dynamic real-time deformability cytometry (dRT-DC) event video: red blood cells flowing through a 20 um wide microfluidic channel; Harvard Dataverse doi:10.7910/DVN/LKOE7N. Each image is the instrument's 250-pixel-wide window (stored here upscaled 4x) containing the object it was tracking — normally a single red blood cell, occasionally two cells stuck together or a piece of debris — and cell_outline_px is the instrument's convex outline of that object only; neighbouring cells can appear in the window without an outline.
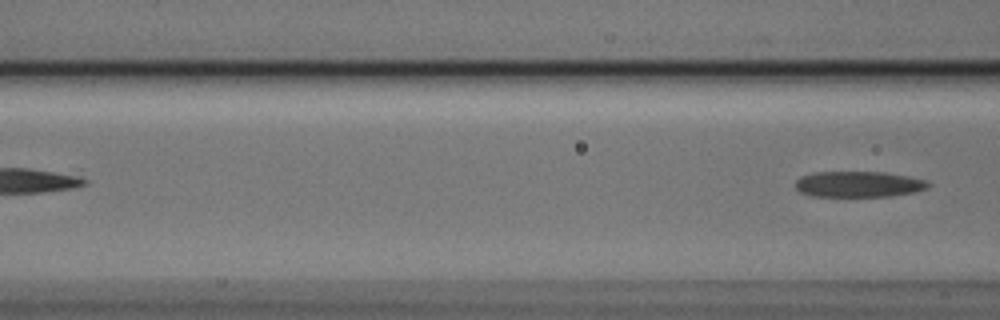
{"species": "Egyptian fruit bat (a non-hibernating species)", "species_latin": "Rousettus aegyptiacus", "temperature_condition": "cold", "stored_images_in_passage": 3, "segment_of_instrument_passage": [2, 2], "camera_frame_rate_fps": 3000, "um_per_image_px": 0.085, "animal": {"sex": "male"}, "frame": {"image": 1, "passage_image": 3, "time_ms": 0.667, "image_size_px": [1000, 320], "cell_outline_px": [[932, 184], [928, 188], [916, 192], [892, 196], [812, 196], [800, 192], [796, 188], [796, 180], [800, 176], [812, 172], [884, 172], [908, 176], [928, 180]], "centroid_in_image_um": [73.02, 15.65], "position_along_channel_um": 93.6, "area_um2": 20.23}}